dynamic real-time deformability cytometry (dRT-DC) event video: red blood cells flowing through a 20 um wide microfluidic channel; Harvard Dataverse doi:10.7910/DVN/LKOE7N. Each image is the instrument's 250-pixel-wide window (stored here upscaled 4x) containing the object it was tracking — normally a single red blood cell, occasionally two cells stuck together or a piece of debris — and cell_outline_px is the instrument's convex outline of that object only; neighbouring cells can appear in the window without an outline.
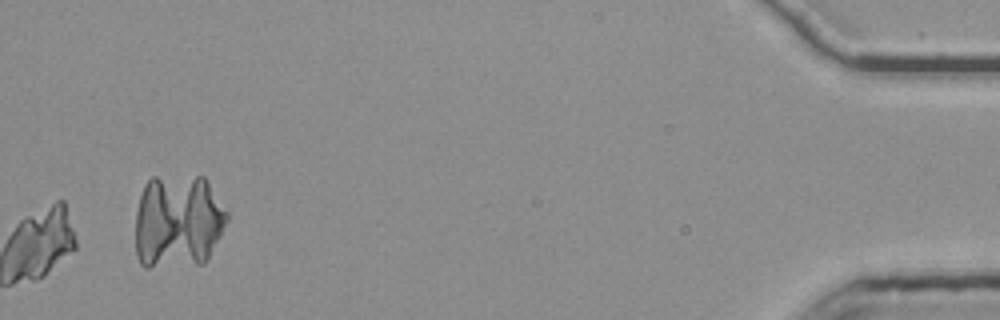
{"species": "common noctule bat (a hibernating species)", "species_latin": "Nyctalus noctula", "temperature_condition": "room temperature", "stored_images_in_passage": 36, "camera_frame_rate_fps": 3000, "um_per_image_px": 0.085, "animal": {"sex": "female", "body_mass_g": 25.1}, "frame": {"image": 1, "passage_image": 36, "time_ms": 11.667, "image_size_px": [1000, 320], "cell_outline_px": [[228, 220], [204, 264], [148, 268], [144, 268], [140, 264], [136, 256], [136, 212], [140, 196], [144, 184], [152, 176], [204, 176], [228, 212]], "centroid_in_image_um": [15.11, 18.83], "position_along_channel_um": 420.1, "area_um2": 50.98}, "authors_computed_cell_mechanics": {"area_um2": 19.5075, "velocity_mm_per_s": 3.8002, "shape_relaxation_time_tau1_ms": 1.9434, "shape_relaxation_time_tau2_ms": 5.0967, "deformation_change_tau1": 0.2833, "deformation_change_tau2": 0.168}}